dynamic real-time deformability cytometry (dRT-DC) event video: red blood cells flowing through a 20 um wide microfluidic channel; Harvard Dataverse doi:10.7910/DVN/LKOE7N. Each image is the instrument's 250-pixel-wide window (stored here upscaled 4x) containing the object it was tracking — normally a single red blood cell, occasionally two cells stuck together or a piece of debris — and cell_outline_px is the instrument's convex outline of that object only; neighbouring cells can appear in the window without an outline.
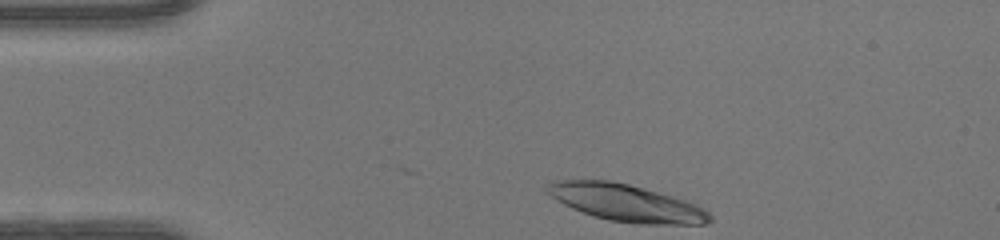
{"species": "human", "species_latin": "Homo sapiens", "temperature_condition": "warm", "stored_images_in_passage": 32, "camera_frame_rate_fps": 3000, "um_per_image_px": 0.085, "donor": {"sex": "female"}, "frame": {"image": 1, "passage_image": 1, "time_ms": 0.0, "image_size_px": [1000, 240], "cell_outline_px": [[712, 220], [704, 224], [636, 224], [608, 220], [592, 216], [572, 208], [564, 204], [544, 192], [548, 184], [552, 180], [608, 180], [628, 184], [644, 188], [672, 196], [696, 204], [704, 208], [712, 216]], "centroid_in_image_um": [53.21, 17.24], "position_along_channel_um": 31.8, "area_um2": 35.14}}
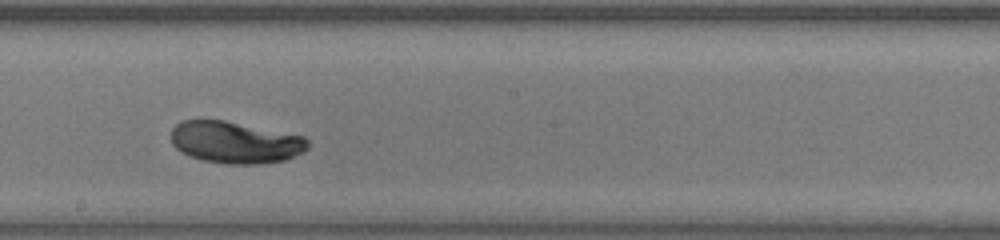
{"frame": {"image": 2, "passage_image": 19, "time_ms": 6.0, "image_size_px": [1000, 240], "cell_outline_px": [[308, 148], [304, 152], [284, 160], [260, 164], [228, 164], [204, 160], [180, 152], [172, 144], [172, 128], [180, 120], [224, 120], [304, 136], [308, 140]], "centroid_in_image_um": [20.0, 12.1], "position_along_channel_um": 228.2, "area_um2": 33.29}}
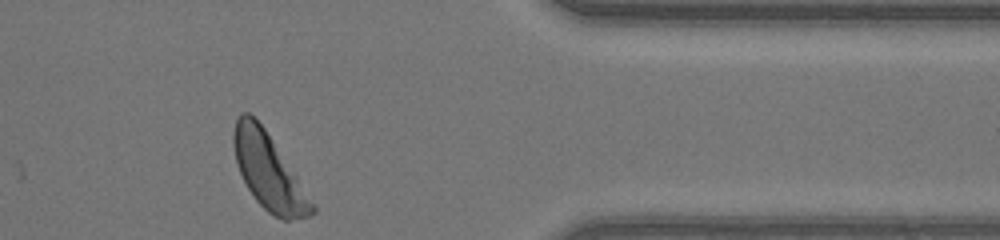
{"frame": {"image": 3, "passage_image": 32, "time_ms": 10.333, "image_size_px": [1000, 240], "cell_outline_px": [[316, 212], [308, 216], [288, 220], [284, 220], [268, 212], [256, 200], [248, 188], [240, 172], [236, 160], [232, 144], [232, 132], [236, 120], [240, 112], [248, 112], [264, 128], [296, 176], [316, 208]], "centroid_in_image_um": [22.8, 14.58], "position_along_channel_um": 388.6, "area_um2": 33.64}, "authors_computed_cell_mechanics": {"area_um2": 33.9864, "velocity_mm_per_s": 4.1824, "shape_relaxation_time_tau1_ms": 3.1517, "shape_relaxation_time_tau2_ms": null, "deformation_change_tau1": 0.199, "deformation_change_tau2": null}}